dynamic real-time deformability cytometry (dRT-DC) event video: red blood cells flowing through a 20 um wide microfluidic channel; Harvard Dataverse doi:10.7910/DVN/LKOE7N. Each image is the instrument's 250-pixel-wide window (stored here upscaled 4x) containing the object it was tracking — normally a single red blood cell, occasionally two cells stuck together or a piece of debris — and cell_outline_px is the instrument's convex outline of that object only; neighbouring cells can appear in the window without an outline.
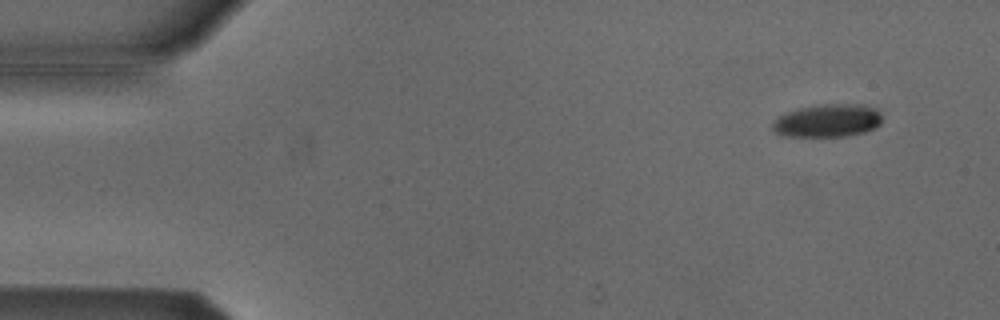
{"species": "Egyptian fruit bat (a non-hibernating species)", "species_latin": "Rousettus aegyptiacus", "temperature_condition": "cold", "stored_images_in_passage": 54, "camera_frame_rate_fps": 3000, "um_per_image_px": 0.085, "animal": {"sex": "male"}, "frame": {"image": 1, "passage_image": 5, "time_ms": 1.333, "image_size_px": [1000, 320], "cell_outline_px": [[880, 124], [876, 128], [864, 132], [848, 136], [784, 136], [776, 132], [772, 128], [772, 124], [780, 116], [788, 112], [800, 108], [820, 104], [864, 104], [876, 108], [880, 112]], "centroid_in_image_um": [70.39, 10.25], "position_along_channel_um": 14.6, "area_um2": 20.98}}
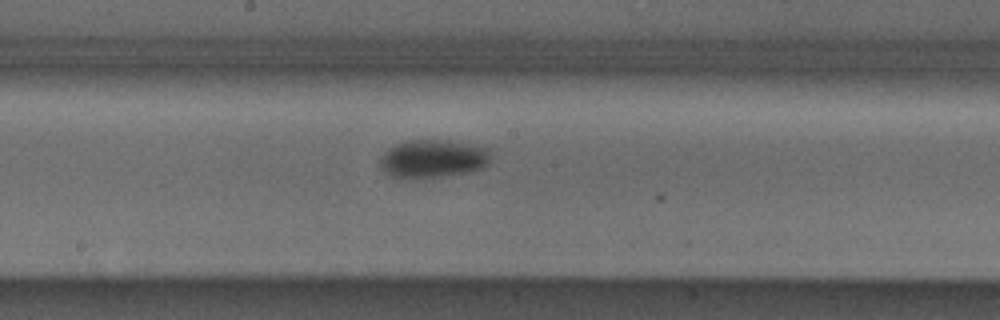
{"frame": {"image": 2, "passage_image": 29, "time_ms": 9.333, "image_size_px": [1000, 320], "cell_outline_px": [[488, 164], [484, 168], [468, 172], [416, 180], [400, 180], [388, 176], [380, 168], [380, 160], [384, 152], [388, 148], [404, 140], [448, 140], [488, 148]], "centroid_in_image_um": [36.7, 13.53], "position_along_channel_um": 211.5, "area_um2": 25.14}}
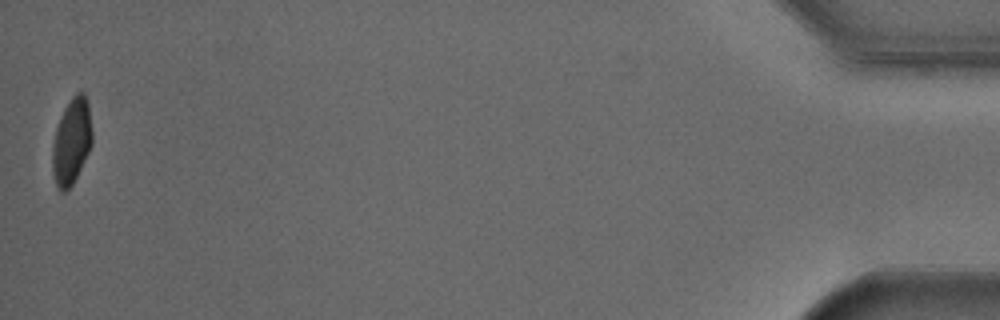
{"frame": {"image": 3, "passage_image": 54, "time_ms": 17.667, "image_size_px": [1000, 320], "cell_outline_px": [[92, 144], [72, 184], [64, 192], [60, 192], [56, 188], [52, 172], [52, 144], [56, 128], [60, 116], [64, 108], [72, 96], [76, 92], [84, 92], [88, 100], [92, 132]], "centroid_in_image_um": [6.07, 12.0], "position_along_channel_um": 429.1, "area_um2": 20.06}, "authors_computed_cell_mechanics": {"area_um2": 22.1085, "velocity_mm_per_s": 3.8153, "shape_relaxation_time_tau1_ms": 2.9361, "shape_relaxation_time_tau2_ms": null, "deformation_change_tau1": 0.1058, "deformation_change_tau2": null}}